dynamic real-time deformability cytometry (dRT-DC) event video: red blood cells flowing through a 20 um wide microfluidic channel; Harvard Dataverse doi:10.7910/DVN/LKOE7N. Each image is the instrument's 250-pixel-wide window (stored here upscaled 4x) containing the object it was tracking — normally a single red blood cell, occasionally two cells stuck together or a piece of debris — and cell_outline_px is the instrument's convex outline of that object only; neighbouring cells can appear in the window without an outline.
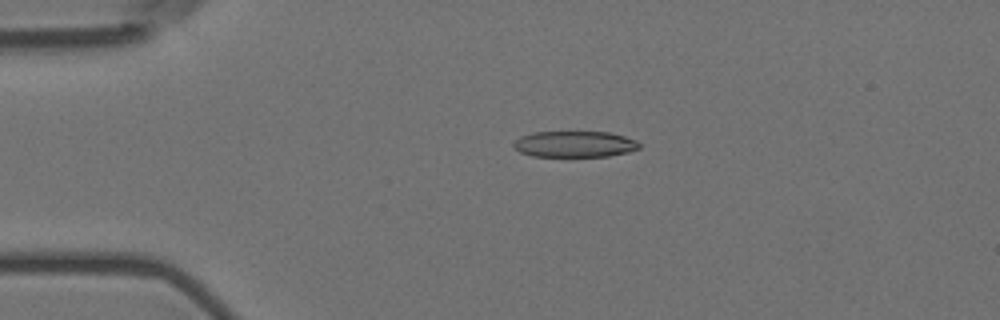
{"species": "Egyptian fruit bat (a non-hibernating species)", "species_latin": "Rousettus aegyptiacus", "temperature_condition": "room temperature", "stored_images_in_passage": 4, "camera_frame_rate_fps": 3000, "um_per_image_px": 0.085, "animal": {"sex": "female"}, "frame": {"image": 1, "passage_image": 3, "time_ms": 0.667, "image_size_px": [1000, 320], "cell_outline_px": [[640, 148], [628, 152], [608, 156], [532, 156], [520, 152], [512, 144], [520, 136], [532, 132], [608, 132], [624, 136], [636, 140], [640, 144]], "centroid_in_image_um": [48.85, 12.25], "position_along_channel_um": 36.2, "area_um2": 19.07}}